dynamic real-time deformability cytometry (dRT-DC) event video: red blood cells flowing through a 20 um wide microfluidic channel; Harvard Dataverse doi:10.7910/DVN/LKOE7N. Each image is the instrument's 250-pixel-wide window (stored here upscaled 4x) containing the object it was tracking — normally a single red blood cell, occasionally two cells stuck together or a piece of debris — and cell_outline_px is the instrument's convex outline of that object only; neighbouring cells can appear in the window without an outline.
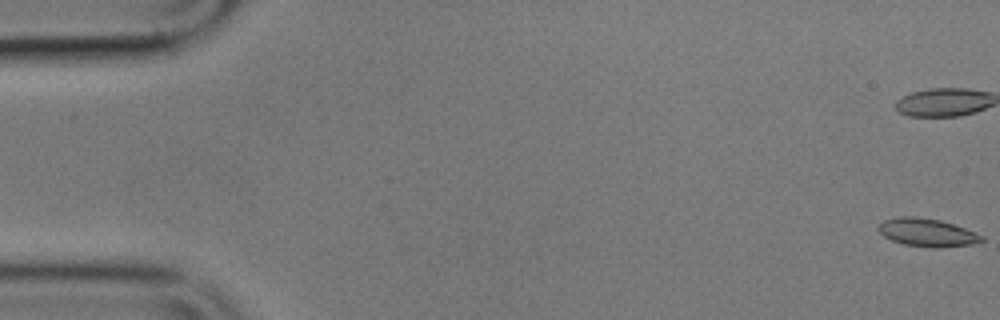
{"species": "common noctule bat (a hibernating species)", "species_latin": "Nyctalus noctula", "temperature_condition": "cold", "stored_images_in_passage": 57, "camera_frame_rate_fps": 3000, "um_per_image_px": 0.085, "animal": {"sex": "male", "body_mass_g": 17.9}, "frame": {"image": 1, "passage_image": 1, "time_ms": 0.0, "image_size_px": [1000, 320], "cell_outline_px": [[984, 240], [972, 244], [936, 248], [904, 244], [892, 240], [884, 236], [876, 228], [884, 220], [896, 216], [912, 216], [940, 220], [964, 228], [984, 236]], "centroid_in_image_um": [78.78, 19.75], "position_along_channel_um": 6.2, "area_um2": 16.7}}